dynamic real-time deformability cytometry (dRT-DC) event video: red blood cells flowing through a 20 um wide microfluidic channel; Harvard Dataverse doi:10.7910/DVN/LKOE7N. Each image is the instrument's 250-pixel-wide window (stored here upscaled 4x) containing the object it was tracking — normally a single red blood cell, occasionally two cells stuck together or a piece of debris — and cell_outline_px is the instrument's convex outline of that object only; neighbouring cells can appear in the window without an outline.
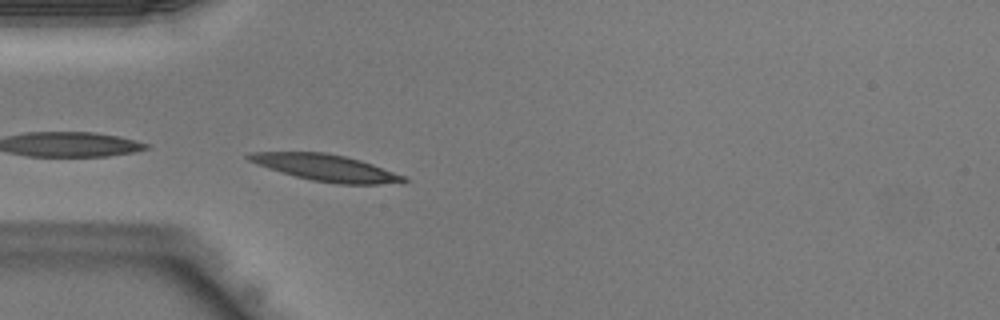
{"species": "Egyptian fruit bat (a non-hibernating species)", "species_latin": "Rousettus aegyptiacus", "temperature_condition": "warm", "stored_images_in_passage": 43, "camera_frame_rate_fps": 3000, "um_per_image_px": 0.085, "animal": {"sex": "male"}, "frame": {"image": 1, "passage_image": 12, "time_ms": 3.667, "image_size_px": [1000, 320], "cell_outline_px": [[408, 180], [380, 184], [336, 184], [312, 180], [296, 176], [268, 168], [248, 160], [244, 156], [248, 152], [324, 152], [344, 156], [360, 160], [372, 164], [404, 176]], "centroid_in_image_um": [27.64, 14.25], "position_along_channel_um": 57.4, "area_um2": 23.58}}
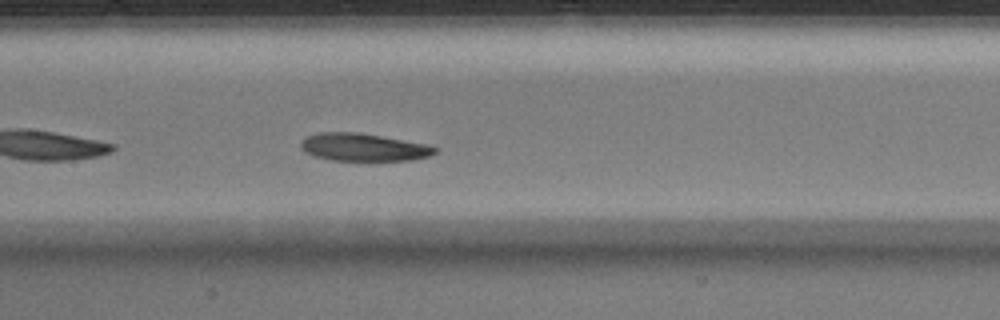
{"frame": {"image": 2, "passage_image": 20, "time_ms": 6.333, "image_size_px": [1000, 320], "cell_outline_px": [[440, 148], [436, 152], [428, 156], [412, 160], [332, 160], [316, 156], [304, 152], [300, 148], [300, 144], [308, 136], [320, 132], [356, 132], [380, 136], [424, 144]], "centroid_in_image_um": [30.88, 12.52], "position_along_channel_um": 176.5, "area_um2": 21.27}}
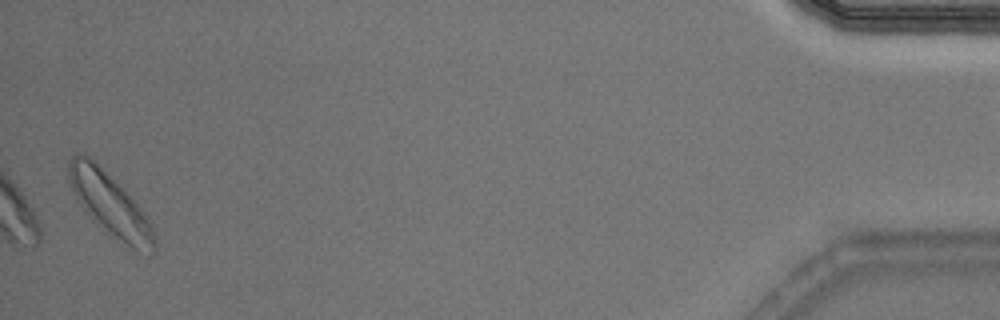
{"frame": {"image": 3, "passage_image": 42, "time_ms": 13.667, "image_size_px": [1000, 320], "cell_outline_px": [[156, 248], [148, 256], [132, 248], [92, 220], [72, 192], [68, 180], [68, 160], [76, 152], [84, 152], [124, 188], [144, 212], [152, 224], [156, 240]], "centroid_in_image_um": [9.35, 17.34], "position_along_channel_um": 425.9, "area_um2": 31.33}}